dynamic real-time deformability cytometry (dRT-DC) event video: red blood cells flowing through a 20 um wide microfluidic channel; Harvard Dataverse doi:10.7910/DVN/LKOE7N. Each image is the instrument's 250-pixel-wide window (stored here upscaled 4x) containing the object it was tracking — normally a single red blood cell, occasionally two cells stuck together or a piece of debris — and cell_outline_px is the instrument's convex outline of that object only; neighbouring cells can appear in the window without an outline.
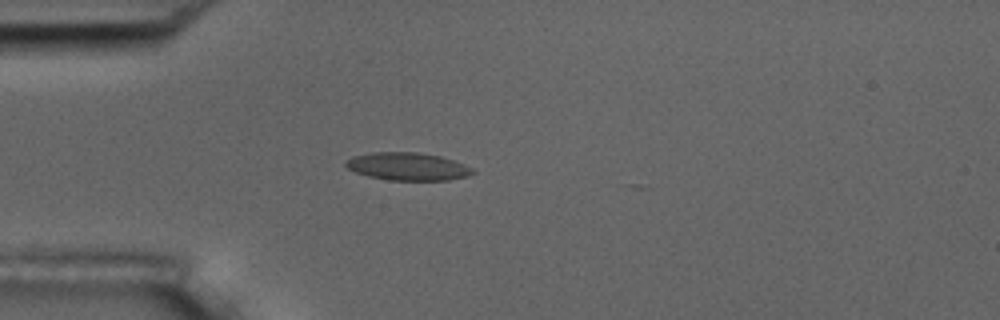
{"species": "common noctule bat (a hibernating species)", "species_latin": "Nyctalus noctula", "temperature_condition": "room temperature", "stored_images_in_passage": 1, "camera_frame_rate_fps": 3000, "um_per_image_px": 0.085, "animal": {"sex": "male", "body_mass_g": 17.5, "forearm_length_mm": 52.3}, "frame": {"image": 1, "passage_image": 1, "time_ms": 0.0, "image_size_px": [1000, 320], "cell_outline_px": [[476, 172], [468, 176], [448, 180], [388, 180], [368, 176], [356, 172], [348, 168], [344, 164], [344, 160], [352, 156], [372, 152], [416, 152], [440, 156], [464, 164], [472, 168]], "centroid_in_image_um": [34.63, 14.15], "position_along_channel_um": 50.4, "area_um2": 20.58}}